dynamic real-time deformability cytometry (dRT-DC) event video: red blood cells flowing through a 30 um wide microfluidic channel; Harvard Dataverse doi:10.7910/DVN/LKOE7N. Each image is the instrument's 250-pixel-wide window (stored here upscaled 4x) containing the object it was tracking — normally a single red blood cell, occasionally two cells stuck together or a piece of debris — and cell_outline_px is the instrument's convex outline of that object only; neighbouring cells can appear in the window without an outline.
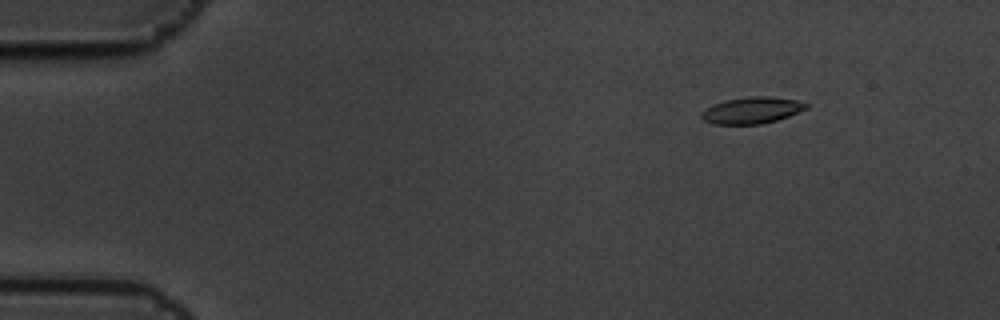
{"species": "common noctule bat (a hibernating species)", "species_latin": "Nyctalus noctula", "temperature_condition": "cold", "stored_images_in_passage": 18, "camera_frame_rate_fps": 3000, "um_per_image_px": 0.085, "animal": {"sex": "male", "body_mass_g": 19.5, "forearm_length_mm": 54.6}, "frame": {"image": 1, "passage_image": 3, "time_ms": 0.667, "image_size_px": [1000, 320], "cell_outline_px": [[808, 108], [788, 116], [776, 120], [760, 124], [712, 124], [704, 120], [700, 116], [700, 112], [724, 100], [748, 96], [768, 96], [796, 100], [808, 104]], "centroid_in_image_um": [63.9, 9.37], "position_along_channel_um": 21.1, "area_um2": 16.07}}
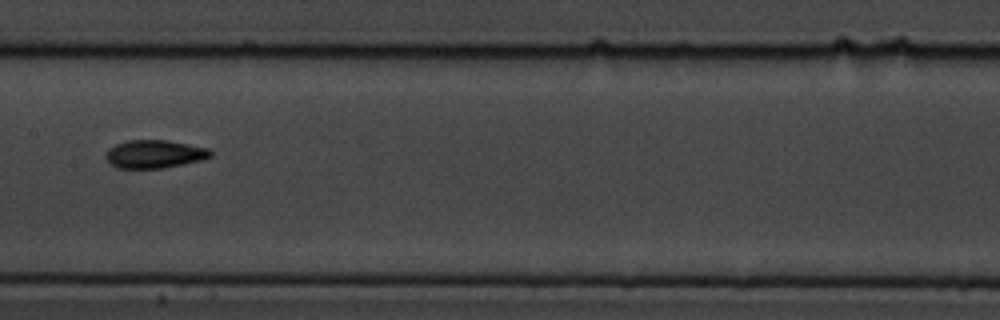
{"frame": {"image": 2, "passage_image": 11, "time_ms": 3.333, "image_size_px": [1000, 320], "cell_outline_px": [[212, 156], [200, 160], [164, 168], [116, 168], [104, 156], [104, 152], [108, 148], [116, 144], [128, 140], [168, 140], [208, 148], [212, 152]], "centroid_in_image_um": [13.1, 13.09], "position_along_channel_um": 194.3, "area_um2": 17.17}}
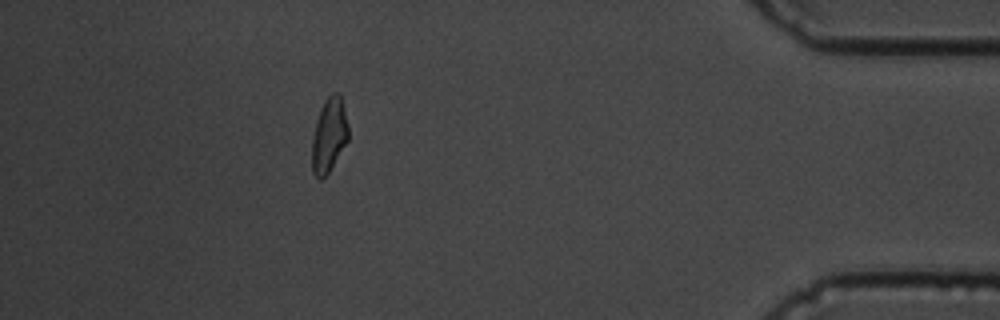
{"frame": {"image": 3, "passage_image": 17, "time_ms": 5.333, "image_size_px": [1000, 320], "cell_outline_px": [[348, 140], [328, 172], [320, 180], [312, 172], [312, 140], [316, 120], [320, 108], [324, 100], [332, 92], [336, 92], [340, 96], [348, 124]], "centroid_in_image_um": [27.95, 11.47], "position_along_channel_um": 407.2, "area_um2": 15.55}}